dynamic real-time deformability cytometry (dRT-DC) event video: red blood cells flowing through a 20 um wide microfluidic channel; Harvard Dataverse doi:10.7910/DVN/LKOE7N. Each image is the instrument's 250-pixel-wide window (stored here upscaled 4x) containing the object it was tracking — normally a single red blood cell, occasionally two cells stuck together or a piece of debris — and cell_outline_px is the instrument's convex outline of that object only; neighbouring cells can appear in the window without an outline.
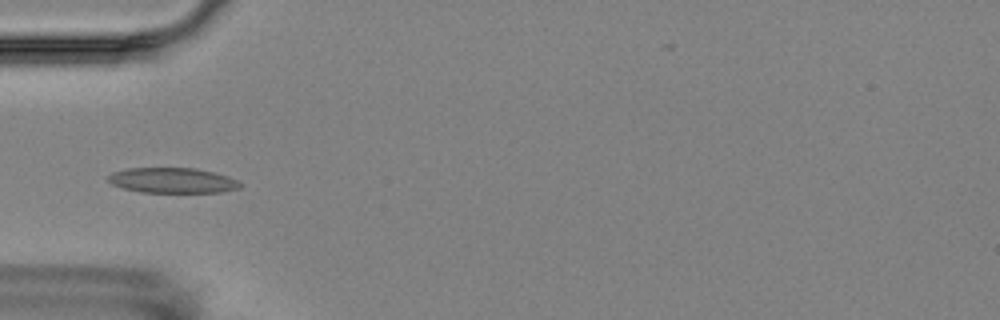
{"species": "Egyptian fruit bat (a non-hibernating species)", "species_latin": "Rousettus aegyptiacus", "temperature_condition": "room temperature", "stored_images_in_passage": 17, "camera_frame_rate_fps": 3000, "um_per_image_px": 0.085, "animal": {"sex": "female"}, "frame": {"image": 1, "passage_image": 6, "time_ms": 6.0, "image_size_px": [1000, 320], "cell_outline_px": [[244, 184], [240, 188], [224, 192], [140, 192], [124, 188], [112, 184], [108, 180], [108, 176], [112, 172], [128, 168], [196, 168], [228, 176]], "centroid_in_image_um": [14.69, 15.33], "position_along_channel_um": 70.3, "area_um2": 19.42}}
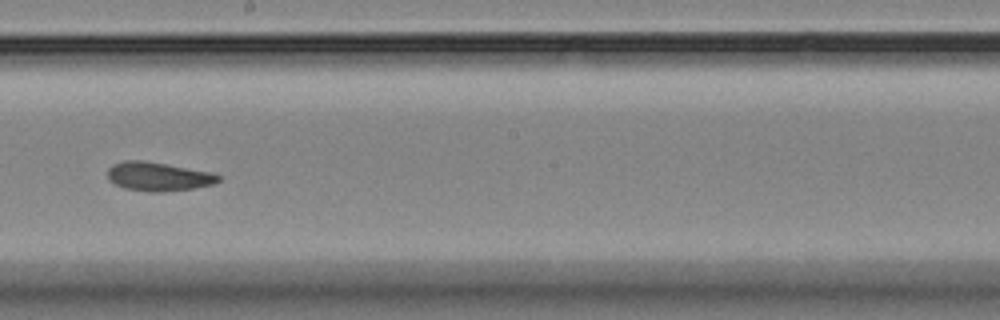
{"frame": {"image": 2, "passage_image": 10, "time_ms": 10.667, "image_size_px": [1000, 320], "cell_outline_px": [[220, 180], [216, 184], [192, 188], [160, 192], [152, 192], [124, 188], [108, 180], [108, 168], [112, 164], [124, 160], [144, 160], [212, 172], [220, 176]], "centroid_in_image_um": [13.45, 14.99], "position_along_channel_um": 234.8, "area_um2": 18.67}}
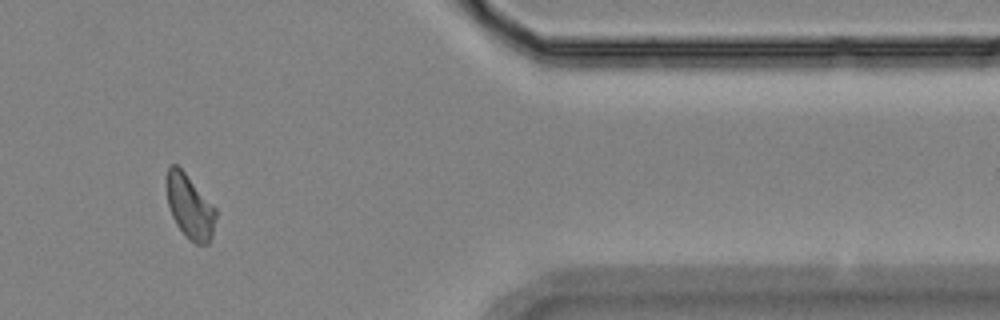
{"frame": {"image": 3, "passage_image": 14, "time_ms": 16.0, "image_size_px": [1000, 320], "cell_outline_px": [[216, 216], [212, 236], [208, 244], [196, 244], [176, 224], [172, 216], [168, 204], [168, 168], [172, 164], [176, 164], [184, 172], [216, 208]], "centroid_in_image_um": [16.16, 17.58], "position_along_channel_um": 395.2, "area_um2": 17.69}, "authors_computed_cell_mechanics": {"area_um2": 18.3226, "velocity_mm_per_s": 3.5078, "shape_relaxation_time_tau1_ms": 3.5484, "shape_relaxation_time_tau2_ms": 2.3379, "deformation_change_tau1": 0.0981, "deformation_change_tau2": 0.0839}}